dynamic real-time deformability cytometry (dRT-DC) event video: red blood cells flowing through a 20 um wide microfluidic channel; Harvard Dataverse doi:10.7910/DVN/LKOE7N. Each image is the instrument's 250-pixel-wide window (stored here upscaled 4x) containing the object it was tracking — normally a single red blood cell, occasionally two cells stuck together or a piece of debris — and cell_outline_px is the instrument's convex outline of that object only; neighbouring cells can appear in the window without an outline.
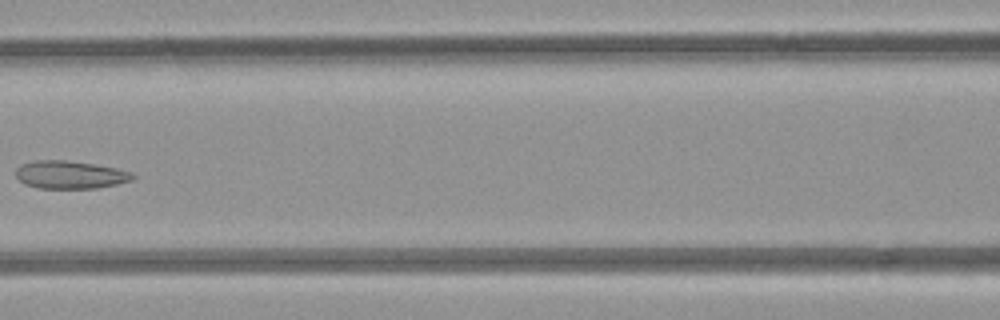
{"species": "common noctule bat (a hibernating species)", "species_latin": "Nyctalus noctula", "temperature_condition": "room temperature", "stored_images_in_passage": 7, "camera_frame_rate_fps": 3000, "um_per_image_px": 0.085, "animal": {"sex": "female", "body_mass_g": 21.9}, "frame": {"image": 1, "passage_image": 7, "time_ms": 6.667, "image_size_px": [1000, 320], "cell_outline_px": [[136, 176], [132, 180], [116, 184], [96, 188], [40, 188], [24, 184], [16, 176], [16, 168], [20, 164], [36, 160], [64, 160], [92, 164], [116, 168], [132, 172]], "centroid_in_image_um": [5.95, 14.85], "position_along_channel_um": 160.7, "area_um2": 18.9}}